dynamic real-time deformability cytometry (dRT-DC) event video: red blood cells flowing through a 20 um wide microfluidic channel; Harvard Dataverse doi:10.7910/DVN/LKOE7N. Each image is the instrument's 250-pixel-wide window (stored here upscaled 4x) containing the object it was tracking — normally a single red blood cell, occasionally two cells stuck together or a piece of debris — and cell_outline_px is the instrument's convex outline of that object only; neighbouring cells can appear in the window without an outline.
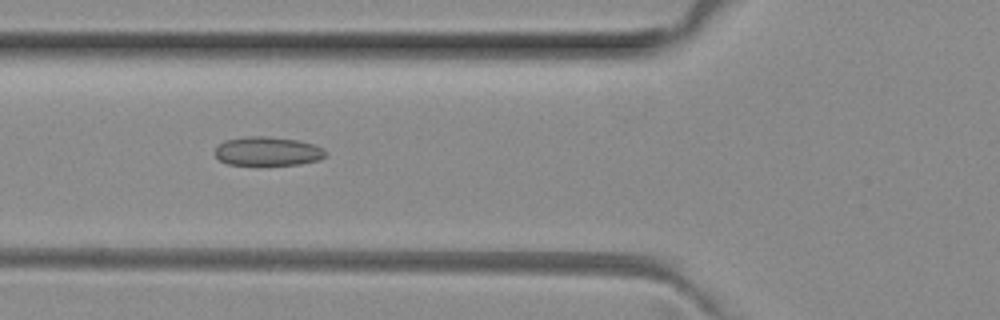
{"species": "common noctule bat (a hibernating species)", "species_latin": "Nyctalus noctula", "temperature_condition": "room temperature", "stored_images_in_passage": 46, "camera_frame_rate_fps": 3000, "um_per_image_px": 0.085, "animal": {"sex": "female", "body_mass_g": 29.2, "forearm_length_mm": 56.3}, "frame": {"image": 1, "passage_image": 14, "time_ms": 4.333, "image_size_px": [1000, 320], "cell_outline_px": [[324, 156], [320, 160], [300, 164], [228, 164], [220, 160], [216, 156], [216, 148], [224, 140], [248, 136], [268, 136], [300, 140], [324, 148]], "centroid_in_image_um": [22.76, 12.84], "position_along_channel_um": 103.0, "area_um2": 18.44}}
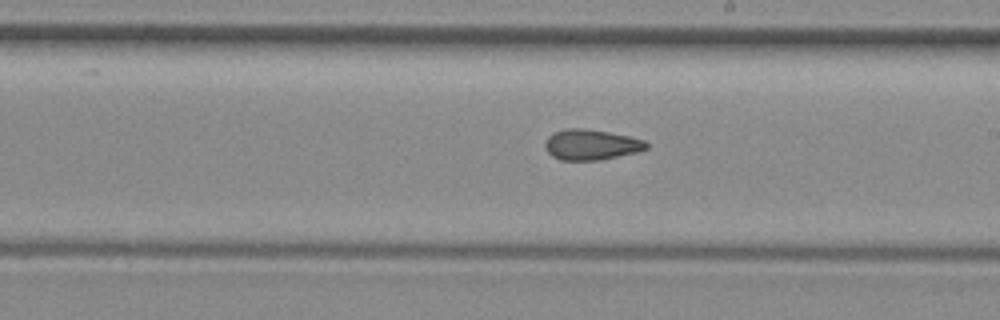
{"frame": {"image": 2, "passage_image": 24, "time_ms": 7.667, "image_size_px": [1000, 320], "cell_outline_px": [[648, 148], [636, 152], [600, 160], [560, 160], [552, 156], [544, 148], [544, 144], [548, 136], [556, 132], [568, 128], [584, 128], [608, 132], [628, 136], [644, 140], [648, 144]], "centroid_in_image_um": [50.23, 12.3], "position_along_channel_um": 238.8, "area_um2": 17.92}}
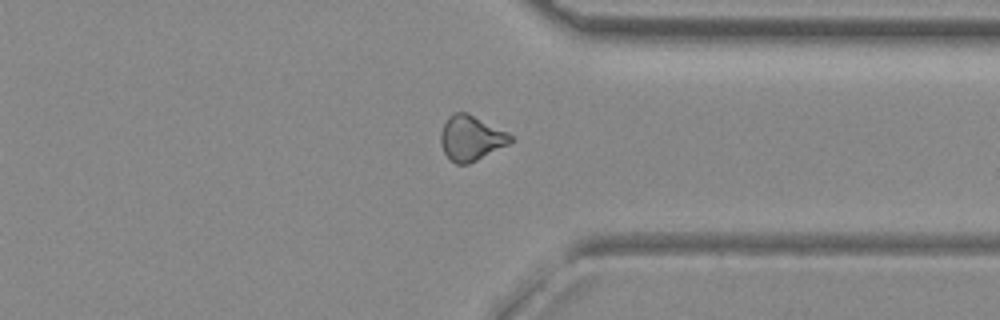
{"frame": {"image": 3, "passage_image": 34, "time_ms": 11.0, "image_size_px": [1000, 320], "cell_outline_px": [[512, 140], [508, 144], [468, 164], [456, 164], [448, 160], [440, 144], [440, 132], [448, 116], [456, 112], [468, 112], [508, 132], [512, 136]], "centroid_in_image_um": [40.0, 11.73], "position_along_channel_um": 371.4, "area_um2": 18.38}, "authors_computed_cell_mechanics": {"area_um2": 18.207, "velocity_mm_per_s": 4.0652, "shape_relaxation_time_tau1_ms": null, "shape_relaxation_time_tau2_ms": 2.7547, "deformation_change_tau1": null, "deformation_change_tau2": 0.0998}}